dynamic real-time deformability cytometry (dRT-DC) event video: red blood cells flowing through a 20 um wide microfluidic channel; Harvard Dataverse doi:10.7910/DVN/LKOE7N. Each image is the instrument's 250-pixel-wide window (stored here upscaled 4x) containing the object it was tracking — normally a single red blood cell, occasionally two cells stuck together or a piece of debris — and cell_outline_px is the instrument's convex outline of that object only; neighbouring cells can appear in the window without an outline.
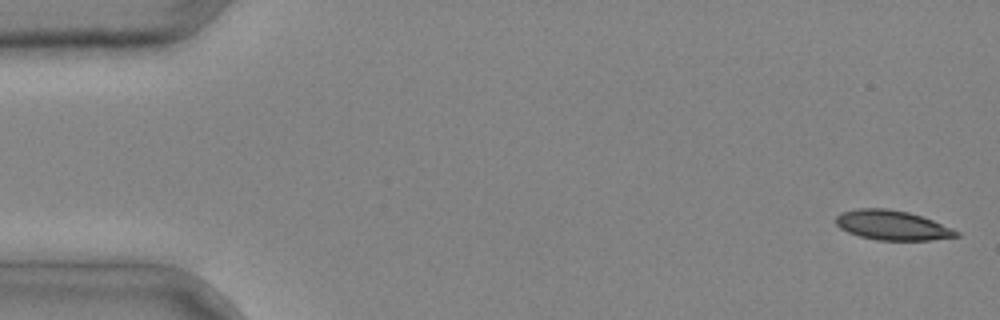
{"species": "common noctule bat (a hibernating species)", "species_latin": "Nyctalus noctula", "temperature_condition": "cold", "stored_images_in_passage": 4, "camera_frame_rate_fps": 3000, "um_per_image_px": 0.085, "animal": {"sex": "male", "body_mass_g": 20.4}, "frame": {"image": 1, "passage_image": 1, "time_ms": 0.0, "image_size_px": [1000, 320], "cell_outline_px": [[960, 236], [932, 240], [876, 240], [860, 236], [848, 232], [840, 228], [836, 224], [836, 216], [840, 212], [856, 208], [884, 208], [908, 212], [932, 220], [952, 228], [960, 232]], "centroid_in_image_um": [75.82, 19.14], "position_along_channel_um": 9.2, "area_um2": 20.81}}
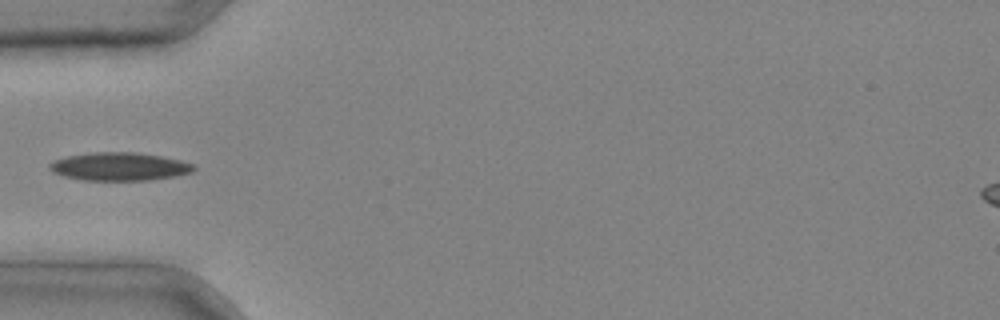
{"frame": {"image": 2, "passage_image": 4, "time_ms": 1.0, "image_size_px": [1000, 320], "cell_outline_px": [[196, 168], [192, 172], [172, 176], [148, 180], [80, 180], [64, 176], [52, 172], [48, 168], [48, 164], [52, 160], [68, 156], [96, 152], [132, 152], [160, 156], [180, 160], [196, 164]], "centroid_in_image_um": [10.12, 14.16], "position_along_channel_um": 74.9, "area_um2": 23.58}}